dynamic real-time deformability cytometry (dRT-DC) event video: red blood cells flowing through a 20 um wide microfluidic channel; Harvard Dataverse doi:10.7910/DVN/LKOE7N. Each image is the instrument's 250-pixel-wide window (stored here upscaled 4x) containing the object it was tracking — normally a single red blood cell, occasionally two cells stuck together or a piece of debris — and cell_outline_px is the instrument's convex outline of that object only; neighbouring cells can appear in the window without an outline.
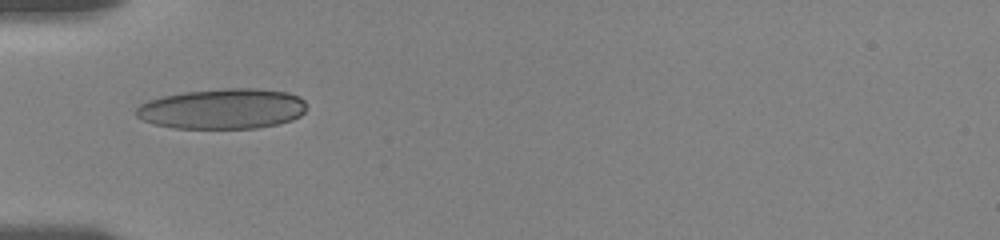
{"species": "human", "species_latin": "Homo sapiens", "temperature_condition": "room temperature", "stored_images_in_passage": 38, "camera_frame_rate_fps": 3000, "um_per_image_px": 0.085, "donor": {"sex": "female"}, "frame": {"image": 1, "passage_image": 1, "time_ms": 0.0, "image_size_px": [1000, 240], "cell_outline_px": [[304, 112], [300, 116], [292, 120], [276, 124], [256, 128], [172, 128], [152, 124], [136, 116], [136, 108], [140, 104], [148, 100], [164, 96], [184, 92], [224, 88], [256, 88], [288, 92], [300, 96], [304, 100]], "centroid_in_image_um": [18.9, 9.24], "position_along_channel_um": 66.1, "area_um2": 40.17}}
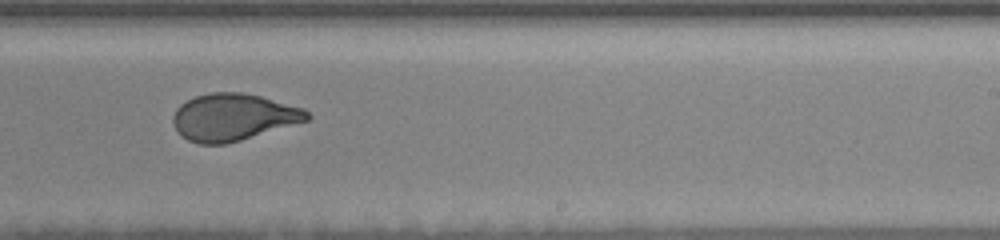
{"frame": {"image": 2, "passage_image": 18, "time_ms": 5.667, "image_size_px": [1000, 240], "cell_outline_px": [[312, 116], [308, 120], [240, 140], [224, 144], [200, 144], [188, 140], [176, 128], [172, 120], [172, 116], [176, 108], [180, 104], [196, 96], [208, 92], [240, 92], [260, 96], [304, 108]], "centroid_in_image_um": [19.82, 9.94], "position_along_channel_um": 269.2, "area_um2": 36.41}}
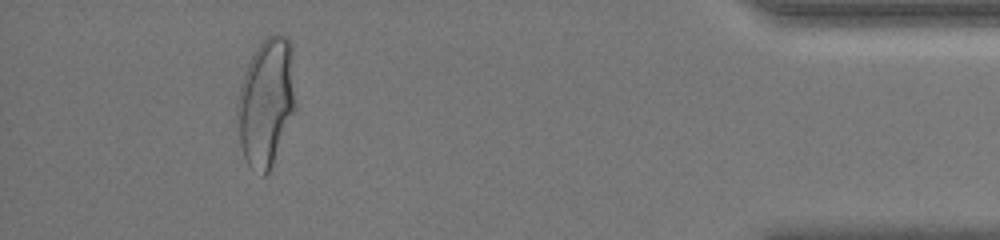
{"frame": {"image": 3, "passage_image": 34, "time_ms": 11.0, "image_size_px": [1000, 240], "cell_outline_px": [[296, 108], [272, 164], [268, 172], [264, 176], [248, 164], [244, 156], [240, 144], [236, 112], [236, 108], [240, 84], [244, 72], [260, 40], [276, 32], [288, 36], [292, 44]], "centroid_in_image_um": [22.64, 8.6], "position_along_channel_um": 412.6, "area_um2": 43.81}, "authors_computed_cell_mechanics": {"area_um2": 37.3966, "velocity_mm_per_s": 3.6155, "shape_relaxation_time_tau1_ms": 4.126, "shape_relaxation_time_tau2_ms": null, "deformation_change_tau1": 0.1756, "deformation_change_tau2": null}}